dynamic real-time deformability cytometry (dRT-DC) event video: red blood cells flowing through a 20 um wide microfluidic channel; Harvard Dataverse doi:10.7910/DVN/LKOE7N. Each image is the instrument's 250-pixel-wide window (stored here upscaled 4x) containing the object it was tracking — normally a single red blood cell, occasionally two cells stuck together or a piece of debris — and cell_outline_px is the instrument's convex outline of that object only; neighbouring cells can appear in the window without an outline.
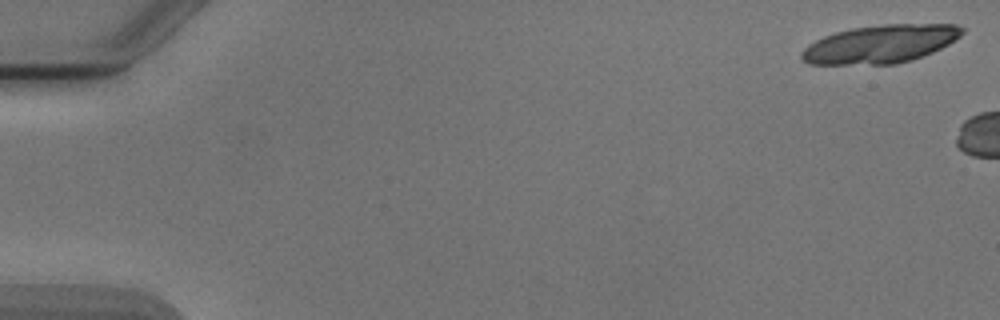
{"species": "Egyptian fruit bat (a non-hibernating species)", "species_latin": "Rousettus aegyptiacus", "temperature_condition": "cold", "stored_images_in_passage": 2, "camera_frame_rate_fps": 3000, "um_per_image_px": 0.085, "animal": {"sex": "male"}, "frame": {"image": 1, "passage_image": 1, "time_ms": 0.0, "image_size_px": [1000, 320], "cell_outline_px": [[964, 32], [960, 36], [948, 44], [932, 52], [912, 60], [896, 64], [808, 64], [800, 56], [800, 52], [808, 44], [824, 36], [836, 32], [852, 28], [884, 24], [956, 24], [964, 28]], "centroid_in_image_um": [74.83, 3.74], "position_along_channel_um": 10.2, "area_um2": 35.6}}